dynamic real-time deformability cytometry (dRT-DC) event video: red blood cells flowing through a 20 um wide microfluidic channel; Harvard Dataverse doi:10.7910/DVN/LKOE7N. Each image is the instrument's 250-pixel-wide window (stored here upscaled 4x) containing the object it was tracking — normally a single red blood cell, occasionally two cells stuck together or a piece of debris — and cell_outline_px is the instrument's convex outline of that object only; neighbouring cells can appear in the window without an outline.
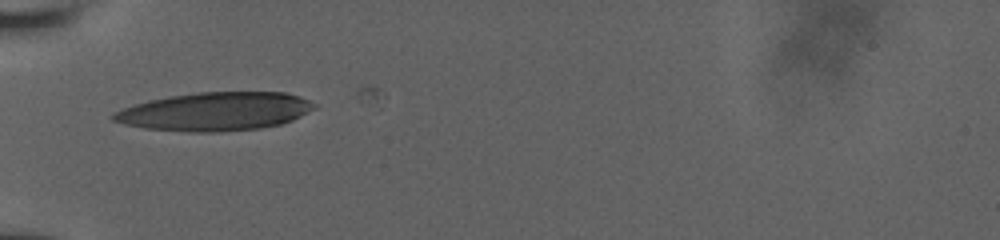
{"species": "human", "species_latin": "Homo sapiens", "temperature_condition": "room temperature", "stored_images_in_passage": 5, "camera_frame_rate_fps": 3000, "um_per_image_px": 0.085, "donor": {"sex": "male"}, "frame": {"image": 1, "passage_image": 1, "time_ms": 0.0, "image_size_px": [1000, 240], "cell_outline_px": [[316, 108], [292, 120], [280, 124], [260, 128], [220, 132], [188, 132], [144, 128], [124, 124], [112, 120], [108, 116], [112, 112], [148, 100], [168, 96], [200, 92], [284, 92], [300, 96], [316, 104]], "centroid_in_image_um": [18.26, 9.48], "position_along_channel_um": 66.7, "area_um2": 45.14}}